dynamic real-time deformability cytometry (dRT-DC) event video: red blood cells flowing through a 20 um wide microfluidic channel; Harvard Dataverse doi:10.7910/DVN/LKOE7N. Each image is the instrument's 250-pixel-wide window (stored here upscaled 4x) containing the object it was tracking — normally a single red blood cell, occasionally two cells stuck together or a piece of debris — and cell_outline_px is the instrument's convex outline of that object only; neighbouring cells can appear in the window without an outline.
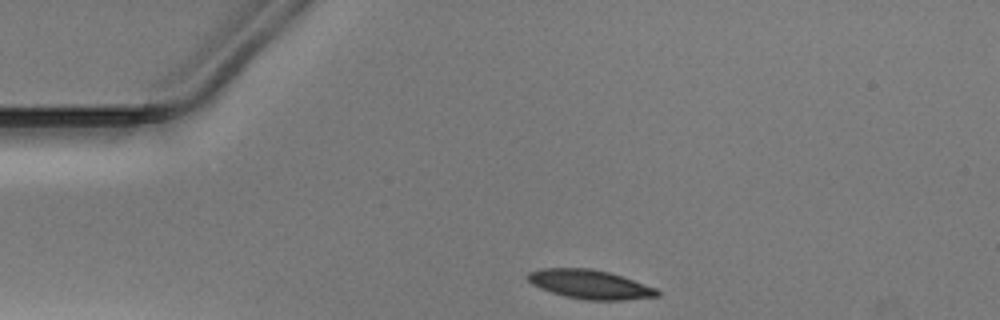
{"species": "Egyptian fruit bat (a non-hibernating species)", "species_latin": "Rousettus aegyptiacus", "temperature_condition": "warm", "stored_images_in_passage": 31, "camera_frame_rate_fps": 3000, "um_per_image_px": 0.085, "animal": {"sex": "male"}, "frame": {"image": 1, "passage_image": 1, "time_ms": 0.0, "image_size_px": [1000, 320], "cell_outline_px": [[660, 296], [624, 300], [588, 300], [564, 296], [540, 288], [532, 284], [524, 276], [528, 272], [544, 268], [592, 268], [608, 272], [656, 288], [660, 292]], "centroid_in_image_um": [50.12, 24.17], "position_along_channel_um": 34.9, "area_um2": 21.79}}
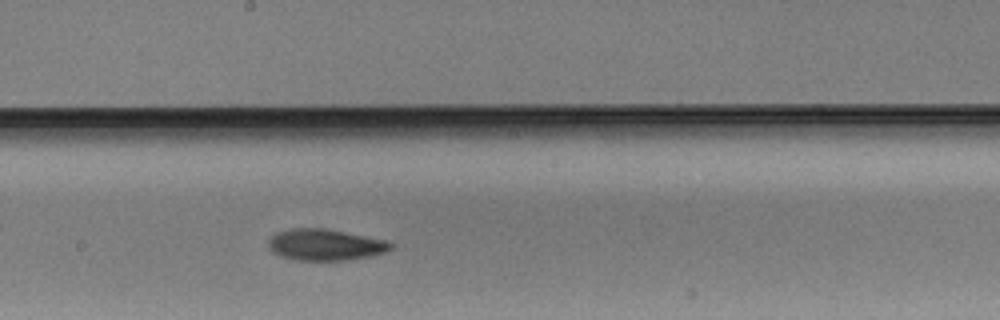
{"frame": {"image": 2, "passage_image": 18, "time_ms": 5.667, "image_size_px": [1000, 320], "cell_outline_px": [[392, 248], [388, 252], [372, 256], [348, 260], [292, 260], [280, 256], [272, 252], [268, 248], [268, 240], [276, 232], [288, 228], [324, 228], [388, 240], [392, 244]], "centroid_in_image_um": [27.64, 20.81], "position_along_channel_um": 220.6, "area_um2": 22.72}}
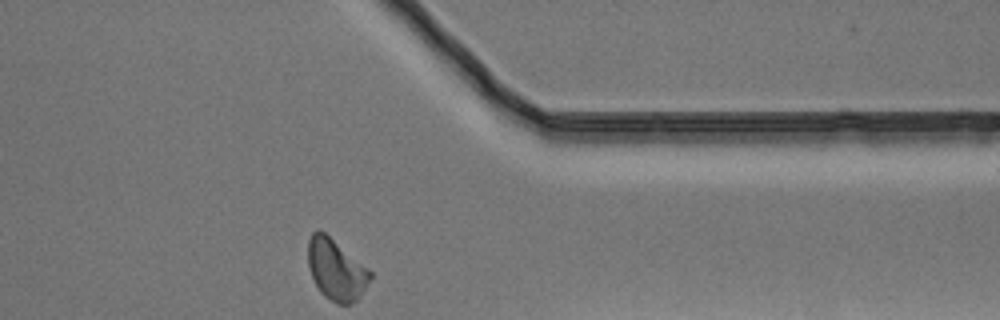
{"frame": {"image": 3, "passage_image": 31, "time_ms": 10.0, "image_size_px": [1000, 320], "cell_outline_px": [[372, 276], [356, 300], [352, 304], [336, 304], [324, 296], [320, 292], [308, 268], [308, 240], [312, 232], [316, 228], [320, 228], [368, 268], [372, 272]], "centroid_in_image_um": [28.54, 22.89], "position_along_channel_um": 382.9, "area_um2": 22.08}}